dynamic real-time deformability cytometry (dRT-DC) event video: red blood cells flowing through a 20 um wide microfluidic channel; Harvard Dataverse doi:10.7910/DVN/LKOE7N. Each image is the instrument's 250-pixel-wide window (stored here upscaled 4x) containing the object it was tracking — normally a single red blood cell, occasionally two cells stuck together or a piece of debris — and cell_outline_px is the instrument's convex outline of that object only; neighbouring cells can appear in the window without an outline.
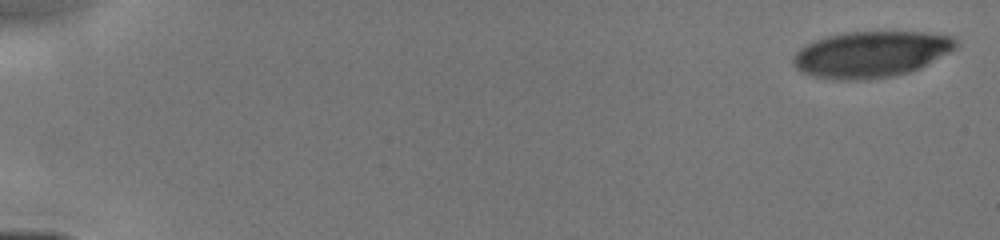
{"species": "human", "species_latin": "Homo sapiens", "temperature_condition": "cold", "stored_images_in_passage": 6, "camera_frame_rate_fps": 3000, "um_per_image_px": 0.085, "donor": {"sex": "male"}, "frame": {"image": 1, "passage_image": 1, "time_ms": 0.0, "image_size_px": [1000, 240], "cell_outline_px": [[960, 44], [956, 48], [908, 72], [896, 76], [864, 80], [836, 80], [812, 76], [796, 68], [792, 60], [796, 52], [800, 48], [816, 40], [828, 36], [848, 32], [924, 32], [952, 36]], "centroid_in_image_um": [74.02, 4.61], "position_along_channel_um": 11.0, "area_um2": 43.35}}
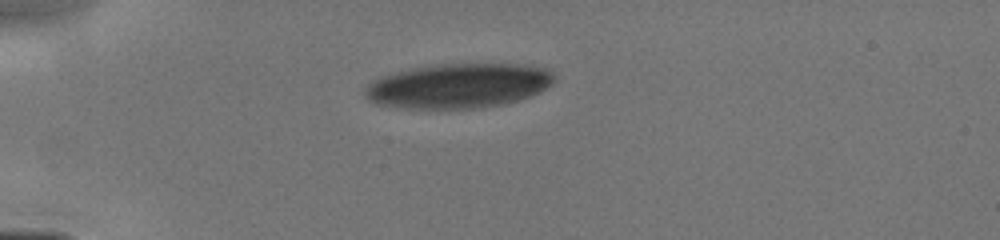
{"frame": {"image": 2, "passage_image": 4, "time_ms": 4.0, "image_size_px": [1000, 240], "cell_outline_px": [[556, 80], [552, 84], [528, 96], [516, 100], [500, 104], [476, 108], [400, 108], [376, 104], [368, 100], [364, 96], [364, 88], [372, 80], [380, 76], [412, 68], [444, 64], [516, 64], [544, 68], [552, 72]], "centroid_in_image_um": [38.9, 7.29], "position_along_channel_um": 46.1, "area_um2": 48.9}}